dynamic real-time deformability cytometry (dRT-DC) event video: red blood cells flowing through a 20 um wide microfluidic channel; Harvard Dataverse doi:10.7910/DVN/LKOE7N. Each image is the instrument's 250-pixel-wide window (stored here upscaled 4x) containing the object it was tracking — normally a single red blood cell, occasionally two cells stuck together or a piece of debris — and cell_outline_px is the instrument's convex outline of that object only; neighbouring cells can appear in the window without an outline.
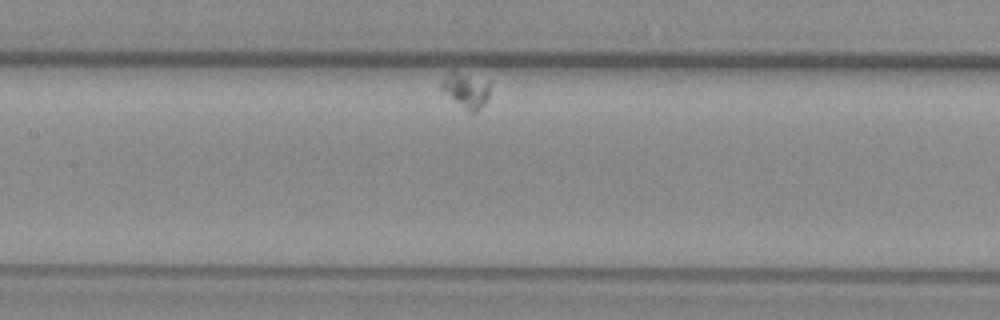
{"species": "common noctule bat (a hibernating species)", "species_latin": "Nyctalus noctula", "temperature_condition": "warm", "stored_images_in_passage": 21, "camera_frame_rate_fps": 3000, "um_per_image_px": 0.085, "animal": {"sex": "female", "body_mass_g": 29.2, "forearm_length_mm": 56.3}, "frame": {"image": 1, "passage_image": 14, "time_ms": 4.333, "image_size_px": [1000, 320], "cell_outline_px": [[488, 96], [484, 104], [472, 116], [440, 88], [440, 84], [448, 72], [452, 68], [488, 80]], "centroid_in_image_um": [39.6, 7.64], "position_along_channel_um": 167.8, "area_um2": 10.23}}